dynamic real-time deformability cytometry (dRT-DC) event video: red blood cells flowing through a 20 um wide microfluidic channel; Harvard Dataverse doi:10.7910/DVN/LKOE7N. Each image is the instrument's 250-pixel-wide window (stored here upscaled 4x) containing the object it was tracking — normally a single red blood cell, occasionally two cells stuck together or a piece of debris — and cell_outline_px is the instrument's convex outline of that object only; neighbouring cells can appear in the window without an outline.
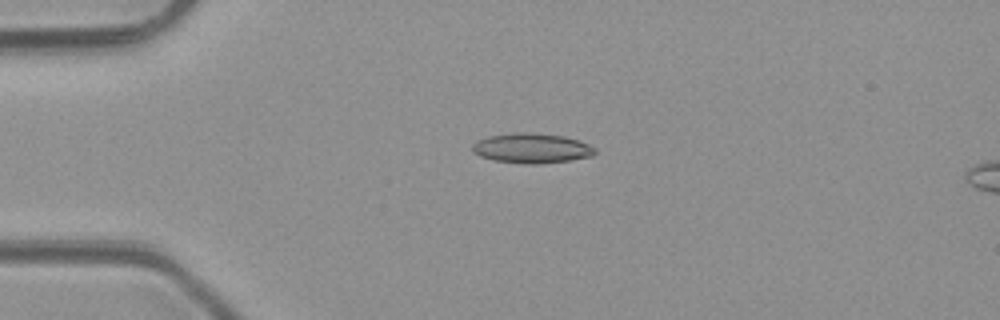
{"species": "common noctule bat (a hibernating species)", "species_latin": "Nyctalus noctula", "temperature_condition": "room temperature", "stored_images_in_passage": 5, "camera_frame_rate_fps": 3000, "um_per_image_px": 0.085, "animal": {"sex": "male", "body_mass_g": 23.1, "forearm_length_mm": 52.7}, "frame": {"image": 1, "passage_image": 3, "time_ms": 2.333, "image_size_px": [1000, 320], "cell_outline_px": [[596, 152], [592, 156], [568, 160], [536, 164], [528, 164], [492, 160], [480, 156], [472, 152], [472, 144], [476, 140], [488, 136], [512, 132], [532, 132], [564, 136], [580, 140], [596, 148]], "centroid_in_image_um": [45.17, 12.58], "position_along_channel_um": 39.8, "area_um2": 21.56}}
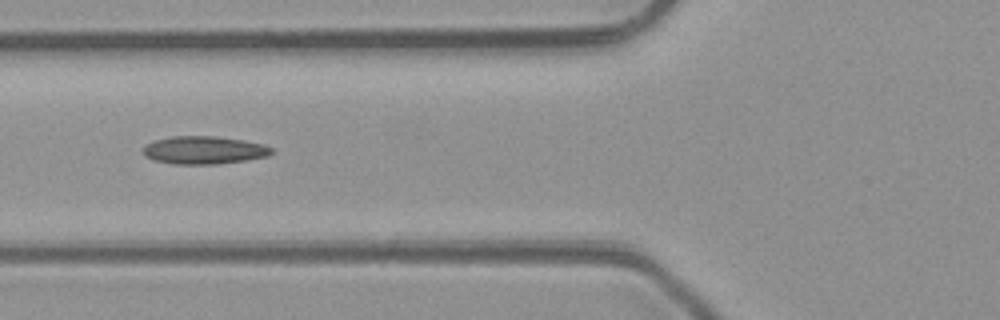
{"frame": {"image": 2, "passage_image": 5, "time_ms": 4.667, "image_size_px": [1000, 320], "cell_outline_px": [[272, 152], [268, 156], [248, 160], [216, 164], [172, 164], [152, 160], [144, 156], [144, 148], [148, 144], [156, 140], [172, 136], [212, 136], [244, 140], [264, 144], [272, 148]], "centroid_in_image_um": [17.36, 12.77], "position_along_channel_um": 108.4, "area_um2": 20.87}}